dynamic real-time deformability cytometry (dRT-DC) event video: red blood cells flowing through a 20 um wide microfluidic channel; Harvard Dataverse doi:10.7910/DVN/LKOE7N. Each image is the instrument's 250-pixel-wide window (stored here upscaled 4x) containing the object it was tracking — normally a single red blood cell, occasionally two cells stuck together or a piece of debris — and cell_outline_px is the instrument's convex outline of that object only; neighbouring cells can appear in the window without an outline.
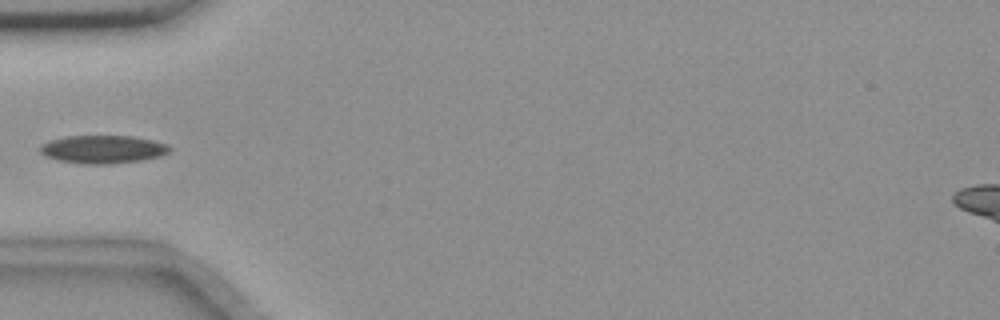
{"species": "common noctule bat (a hibernating species)", "species_latin": "Nyctalus noctula", "temperature_condition": "room temperature", "stored_images_in_passage": 31, "camera_frame_rate_fps": 3000, "um_per_image_px": 0.085, "animal": {"sex": "female", "body_mass_g": 18.4}, "frame": {"image": 1, "passage_image": 1, "time_ms": 0.0, "image_size_px": [1000, 320], "cell_outline_px": [[172, 148], [168, 152], [160, 156], [140, 160], [108, 164], [84, 164], [56, 160], [40, 152], [40, 144], [48, 140], [68, 136], [132, 136], [164, 144]], "centroid_in_image_um": [8.68, 12.69], "position_along_channel_um": 76.3, "area_um2": 20.92}}
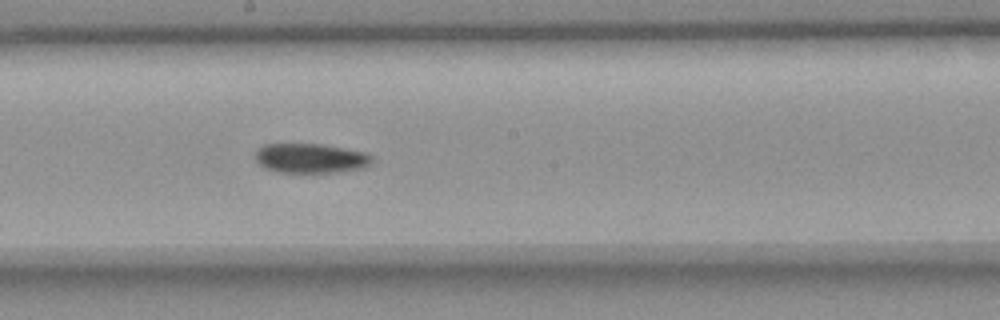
{"frame": {"image": 2, "passage_image": 13, "time_ms": 4.0, "image_size_px": [1000, 320], "cell_outline_px": [[372, 160], [364, 168], [340, 172], [276, 172], [260, 164], [256, 160], [256, 152], [264, 144], [324, 144], [364, 152], [372, 156]], "centroid_in_image_um": [26.43, 13.45], "position_along_channel_um": 221.8, "area_um2": 19.94}}
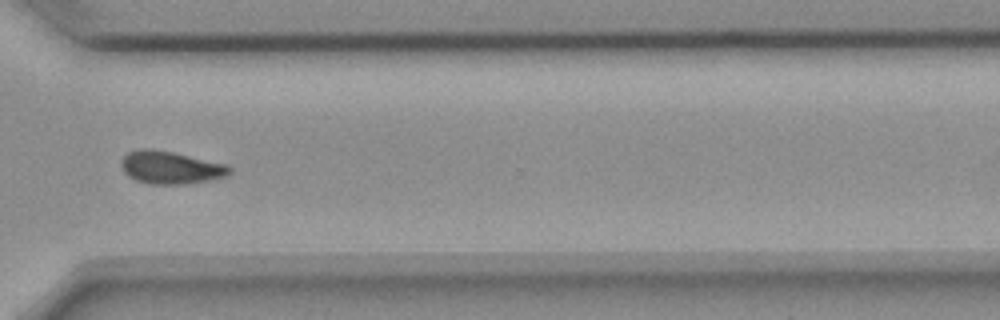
{"frame": {"image": 3, "passage_image": 24, "time_ms": 7.667, "image_size_px": [1000, 320], "cell_outline_px": [[232, 172], [228, 176], [212, 180], [184, 184], [148, 184], [136, 180], [128, 176], [124, 172], [120, 164], [120, 160], [128, 152], [144, 148], [172, 152], [228, 164], [232, 168]], "centroid_in_image_um": [14.53, 14.25], "position_along_channel_um": 356.1, "area_um2": 20.81}}